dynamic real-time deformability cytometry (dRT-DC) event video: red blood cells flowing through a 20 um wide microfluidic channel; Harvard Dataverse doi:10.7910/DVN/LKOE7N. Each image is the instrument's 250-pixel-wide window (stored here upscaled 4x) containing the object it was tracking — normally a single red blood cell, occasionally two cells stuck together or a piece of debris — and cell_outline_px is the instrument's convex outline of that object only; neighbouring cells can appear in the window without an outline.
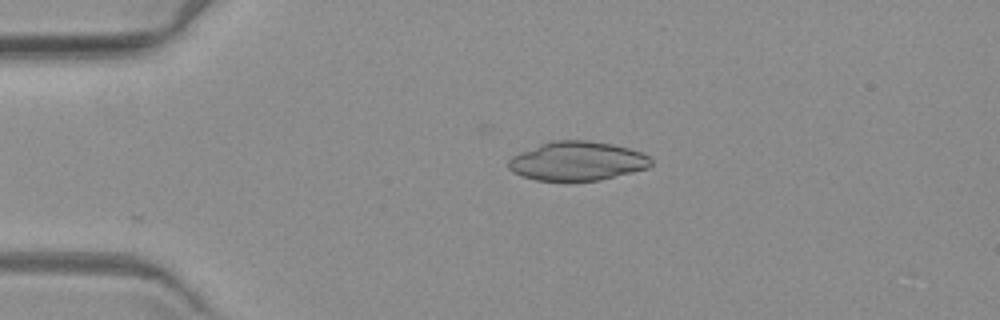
{"species": "common noctule bat (a hibernating species)", "species_latin": "Nyctalus noctula", "temperature_condition": "warm", "stored_images_in_passage": 2, "camera_frame_rate_fps": 3000, "um_per_image_px": 0.085, "animal": {"sex": "female", "body_mass_g": 19.3, "forearm_length_mm": 54.1}, "frame": {"image": 1, "passage_image": 2, "time_ms": 1.333, "image_size_px": [1000, 320], "cell_outline_px": [[652, 164], [648, 168], [632, 172], [596, 180], [536, 180], [512, 172], [508, 168], [508, 160], [512, 156], [520, 152], [540, 144], [556, 140], [588, 140], [612, 144], [628, 148], [640, 152], [648, 156], [652, 160]], "centroid_in_image_um": [49.05, 13.68], "position_along_channel_um": 35.9, "area_um2": 32.08}}